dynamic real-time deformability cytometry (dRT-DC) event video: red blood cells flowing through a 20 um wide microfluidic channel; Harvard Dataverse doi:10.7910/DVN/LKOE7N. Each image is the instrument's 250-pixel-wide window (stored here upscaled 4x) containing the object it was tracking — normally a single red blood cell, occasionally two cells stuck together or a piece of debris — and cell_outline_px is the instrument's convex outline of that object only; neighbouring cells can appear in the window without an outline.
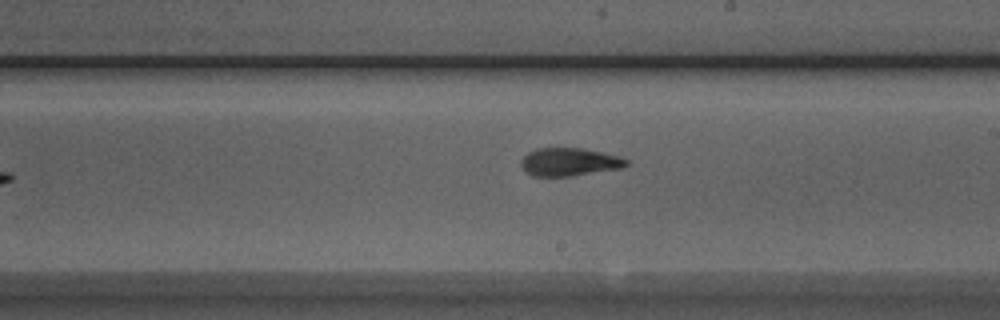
{"species": "Egyptian fruit bat (a non-hibernating species)", "species_latin": "Rousettus aegyptiacus", "temperature_condition": "room temperature", "stored_images_in_passage": 12, "camera_frame_rate_fps": 3000, "um_per_image_px": 0.085, "animal": {"sex": "male"}, "frame": {"image": 1, "passage_image": 9, "time_ms": 10.333, "image_size_px": [1000, 320], "cell_outline_px": [[628, 164], [624, 168], [572, 176], [532, 176], [520, 164], [520, 160], [528, 152], [536, 148], [580, 148], [620, 156], [628, 160]], "centroid_in_image_um": [48.41, 13.77], "position_along_channel_um": 240.6, "area_um2": 17.22}}